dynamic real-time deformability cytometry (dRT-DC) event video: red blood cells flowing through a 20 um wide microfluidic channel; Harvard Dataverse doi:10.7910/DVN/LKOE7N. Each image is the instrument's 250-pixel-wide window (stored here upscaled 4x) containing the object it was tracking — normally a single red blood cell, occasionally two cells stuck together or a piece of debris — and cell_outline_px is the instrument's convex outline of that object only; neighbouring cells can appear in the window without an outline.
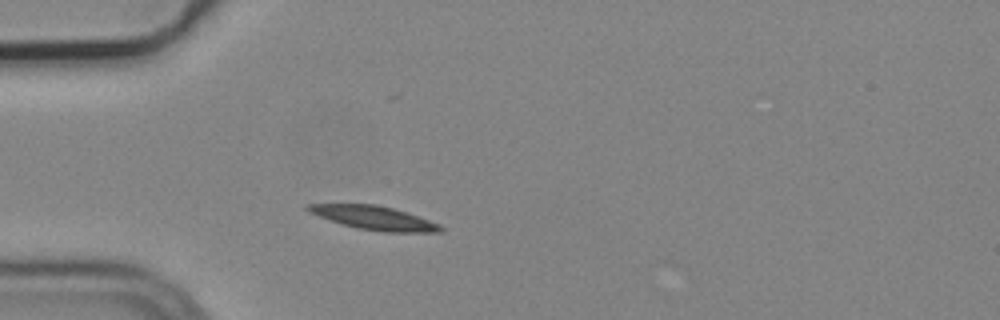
{"species": "common noctule bat (a hibernating species)", "species_latin": "Nyctalus noctula", "temperature_condition": "cold", "stored_images_in_passage": 2, "camera_frame_rate_fps": 3000, "um_per_image_px": 0.085, "animal": {"sex": "male", "body_mass_g": 19.2, "forearm_length_mm": 51.8}, "frame": {"image": 1, "passage_image": 2, "time_ms": 0.333, "image_size_px": [1000, 320], "cell_outline_px": [[444, 228], [440, 232], [384, 232], [356, 228], [308, 212], [304, 208], [304, 204], [376, 204], [392, 208], [440, 224]], "centroid_in_image_um": [31.77, 18.52], "position_along_channel_um": 53.2, "area_um2": 18.03}}